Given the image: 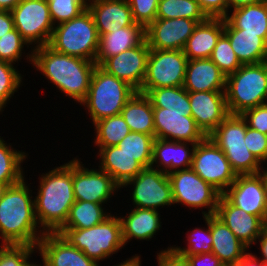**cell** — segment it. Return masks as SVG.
<instances>
[{"label": "cell", "mask_w": 267, "mask_h": 266, "mask_svg": "<svg viewBox=\"0 0 267 266\" xmlns=\"http://www.w3.org/2000/svg\"><path fill=\"white\" fill-rule=\"evenodd\" d=\"M155 138L197 144L206 135L196 125L191 112L165 111L153 107Z\"/></svg>", "instance_id": "2e32d148"}, {"label": "cell", "mask_w": 267, "mask_h": 266, "mask_svg": "<svg viewBox=\"0 0 267 266\" xmlns=\"http://www.w3.org/2000/svg\"><path fill=\"white\" fill-rule=\"evenodd\" d=\"M262 105H264V106H266V107H267V91H266V93H265V96H264V99H263Z\"/></svg>", "instance_id": "94428289"}, {"label": "cell", "mask_w": 267, "mask_h": 266, "mask_svg": "<svg viewBox=\"0 0 267 266\" xmlns=\"http://www.w3.org/2000/svg\"><path fill=\"white\" fill-rule=\"evenodd\" d=\"M104 209L103 204L76 200L61 228L87 229L100 224L111 215Z\"/></svg>", "instance_id": "836d02e7"}, {"label": "cell", "mask_w": 267, "mask_h": 266, "mask_svg": "<svg viewBox=\"0 0 267 266\" xmlns=\"http://www.w3.org/2000/svg\"><path fill=\"white\" fill-rule=\"evenodd\" d=\"M24 46L29 48V44L22 38L17 29H13L0 38V60L16 64L21 61Z\"/></svg>", "instance_id": "7bdbcfd3"}, {"label": "cell", "mask_w": 267, "mask_h": 266, "mask_svg": "<svg viewBox=\"0 0 267 266\" xmlns=\"http://www.w3.org/2000/svg\"><path fill=\"white\" fill-rule=\"evenodd\" d=\"M182 256L186 257L192 266H225L212 252Z\"/></svg>", "instance_id": "f907efd6"}, {"label": "cell", "mask_w": 267, "mask_h": 266, "mask_svg": "<svg viewBox=\"0 0 267 266\" xmlns=\"http://www.w3.org/2000/svg\"><path fill=\"white\" fill-rule=\"evenodd\" d=\"M15 28L11 11L0 10V38Z\"/></svg>", "instance_id": "816d5d0a"}, {"label": "cell", "mask_w": 267, "mask_h": 266, "mask_svg": "<svg viewBox=\"0 0 267 266\" xmlns=\"http://www.w3.org/2000/svg\"><path fill=\"white\" fill-rule=\"evenodd\" d=\"M145 95L152 107L165 108V111L191 112L189 92L183 86L150 89Z\"/></svg>", "instance_id": "e575fe53"}, {"label": "cell", "mask_w": 267, "mask_h": 266, "mask_svg": "<svg viewBox=\"0 0 267 266\" xmlns=\"http://www.w3.org/2000/svg\"><path fill=\"white\" fill-rule=\"evenodd\" d=\"M173 204H181L190 209L206 208L203 216L215 215L221 193L205 182L192 168L177 170L168 174Z\"/></svg>", "instance_id": "30bf717a"}, {"label": "cell", "mask_w": 267, "mask_h": 266, "mask_svg": "<svg viewBox=\"0 0 267 266\" xmlns=\"http://www.w3.org/2000/svg\"><path fill=\"white\" fill-rule=\"evenodd\" d=\"M183 87L188 92L225 91L226 76L210 58L188 60Z\"/></svg>", "instance_id": "cb8c5ba5"}, {"label": "cell", "mask_w": 267, "mask_h": 266, "mask_svg": "<svg viewBox=\"0 0 267 266\" xmlns=\"http://www.w3.org/2000/svg\"><path fill=\"white\" fill-rule=\"evenodd\" d=\"M231 204L246 213L260 217L267 214V193L260 174L237 175L235 181L222 194Z\"/></svg>", "instance_id": "9a60e30c"}, {"label": "cell", "mask_w": 267, "mask_h": 266, "mask_svg": "<svg viewBox=\"0 0 267 266\" xmlns=\"http://www.w3.org/2000/svg\"><path fill=\"white\" fill-rule=\"evenodd\" d=\"M206 223V228H195L191 233H187L188 242L185 247L171 246L180 255H196L212 252L213 238L210 229V216H202Z\"/></svg>", "instance_id": "f35d334b"}, {"label": "cell", "mask_w": 267, "mask_h": 266, "mask_svg": "<svg viewBox=\"0 0 267 266\" xmlns=\"http://www.w3.org/2000/svg\"><path fill=\"white\" fill-rule=\"evenodd\" d=\"M6 189V186L0 183V197L2 196V193Z\"/></svg>", "instance_id": "91938a15"}, {"label": "cell", "mask_w": 267, "mask_h": 266, "mask_svg": "<svg viewBox=\"0 0 267 266\" xmlns=\"http://www.w3.org/2000/svg\"><path fill=\"white\" fill-rule=\"evenodd\" d=\"M60 234L71 246L81 250L98 264L124 249L119 216L110 215L103 222L87 229L60 228Z\"/></svg>", "instance_id": "5b68a950"}, {"label": "cell", "mask_w": 267, "mask_h": 266, "mask_svg": "<svg viewBox=\"0 0 267 266\" xmlns=\"http://www.w3.org/2000/svg\"><path fill=\"white\" fill-rule=\"evenodd\" d=\"M224 34L242 65L267 61V42L260 34L242 33V29L232 28L225 20Z\"/></svg>", "instance_id": "f546056e"}, {"label": "cell", "mask_w": 267, "mask_h": 266, "mask_svg": "<svg viewBox=\"0 0 267 266\" xmlns=\"http://www.w3.org/2000/svg\"><path fill=\"white\" fill-rule=\"evenodd\" d=\"M209 18H224L228 14V0H197Z\"/></svg>", "instance_id": "681fc988"}, {"label": "cell", "mask_w": 267, "mask_h": 266, "mask_svg": "<svg viewBox=\"0 0 267 266\" xmlns=\"http://www.w3.org/2000/svg\"><path fill=\"white\" fill-rule=\"evenodd\" d=\"M140 256L141 255L135 254V256L133 255L132 257L126 259L123 263L121 262L120 264L113 266H141Z\"/></svg>", "instance_id": "9f6ffc18"}, {"label": "cell", "mask_w": 267, "mask_h": 266, "mask_svg": "<svg viewBox=\"0 0 267 266\" xmlns=\"http://www.w3.org/2000/svg\"><path fill=\"white\" fill-rule=\"evenodd\" d=\"M224 33V18H208L198 23L188 38L183 53L188 60L210 58L218 39Z\"/></svg>", "instance_id": "484cf974"}, {"label": "cell", "mask_w": 267, "mask_h": 266, "mask_svg": "<svg viewBox=\"0 0 267 266\" xmlns=\"http://www.w3.org/2000/svg\"><path fill=\"white\" fill-rule=\"evenodd\" d=\"M264 231L267 232V214L264 220Z\"/></svg>", "instance_id": "be15d7a7"}, {"label": "cell", "mask_w": 267, "mask_h": 266, "mask_svg": "<svg viewBox=\"0 0 267 266\" xmlns=\"http://www.w3.org/2000/svg\"><path fill=\"white\" fill-rule=\"evenodd\" d=\"M210 59L226 77L242 66L230 45L229 38L224 33L218 39Z\"/></svg>", "instance_id": "60d3db41"}, {"label": "cell", "mask_w": 267, "mask_h": 266, "mask_svg": "<svg viewBox=\"0 0 267 266\" xmlns=\"http://www.w3.org/2000/svg\"><path fill=\"white\" fill-rule=\"evenodd\" d=\"M263 168L264 167L262 165V168L259 170V174L263 179V182H264V185H265V190H266V193H267V168L265 170Z\"/></svg>", "instance_id": "680465c9"}, {"label": "cell", "mask_w": 267, "mask_h": 266, "mask_svg": "<svg viewBox=\"0 0 267 266\" xmlns=\"http://www.w3.org/2000/svg\"><path fill=\"white\" fill-rule=\"evenodd\" d=\"M158 266H192L190 261L178 254L171 246L157 253Z\"/></svg>", "instance_id": "c3c4849f"}, {"label": "cell", "mask_w": 267, "mask_h": 266, "mask_svg": "<svg viewBox=\"0 0 267 266\" xmlns=\"http://www.w3.org/2000/svg\"><path fill=\"white\" fill-rule=\"evenodd\" d=\"M241 116L247 126L267 135V107L259 105L245 110Z\"/></svg>", "instance_id": "7dc6e473"}, {"label": "cell", "mask_w": 267, "mask_h": 266, "mask_svg": "<svg viewBox=\"0 0 267 266\" xmlns=\"http://www.w3.org/2000/svg\"><path fill=\"white\" fill-rule=\"evenodd\" d=\"M267 91V61L242 65L226 77V105L229 114L262 105Z\"/></svg>", "instance_id": "52a82bcc"}, {"label": "cell", "mask_w": 267, "mask_h": 266, "mask_svg": "<svg viewBox=\"0 0 267 266\" xmlns=\"http://www.w3.org/2000/svg\"><path fill=\"white\" fill-rule=\"evenodd\" d=\"M261 1L262 0H228V13L231 12V10L247 5L257 4Z\"/></svg>", "instance_id": "11a10c76"}, {"label": "cell", "mask_w": 267, "mask_h": 266, "mask_svg": "<svg viewBox=\"0 0 267 266\" xmlns=\"http://www.w3.org/2000/svg\"><path fill=\"white\" fill-rule=\"evenodd\" d=\"M126 213V217H119L122 226L124 244L132 240H152L156 232L161 229L160 213L154 209L136 208Z\"/></svg>", "instance_id": "f1b7e54d"}, {"label": "cell", "mask_w": 267, "mask_h": 266, "mask_svg": "<svg viewBox=\"0 0 267 266\" xmlns=\"http://www.w3.org/2000/svg\"><path fill=\"white\" fill-rule=\"evenodd\" d=\"M195 146L190 142L155 138L150 167L166 174L191 168Z\"/></svg>", "instance_id": "7402d4cb"}, {"label": "cell", "mask_w": 267, "mask_h": 266, "mask_svg": "<svg viewBox=\"0 0 267 266\" xmlns=\"http://www.w3.org/2000/svg\"><path fill=\"white\" fill-rule=\"evenodd\" d=\"M77 158L72 159V182L75 200L106 204L121 187L99 168H87Z\"/></svg>", "instance_id": "5bb4252c"}, {"label": "cell", "mask_w": 267, "mask_h": 266, "mask_svg": "<svg viewBox=\"0 0 267 266\" xmlns=\"http://www.w3.org/2000/svg\"><path fill=\"white\" fill-rule=\"evenodd\" d=\"M136 93V90L96 65L85 100L81 103L88 110L92 124L110 116L119 115Z\"/></svg>", "instance_id": "277c9868"}, {"label": "cell", "mask_w": 267, "mask_h": 266, "mask_svg": "<svg viewBox=\"0 0 267 266\" xmlns=\"http://www.w3.org/2000/svg\"><path fill=\"white\" fill-rule=\"evenodd\" d=\"M34 198L35 216L45 233H56L66 222L75 203L72 182V160L39 177Z\"/></svg>", "instance_id": "3957f363"}, {"label": "cell", "mask_w": 267, "mask_h": 266, "mask_svg": "<svg viewBox=\"0 0 267 266\" xmlns=\"http://www.w3.org/2000/svg\"><path fill=\"white\" fill-rule=\"evenodd\" d=\"M259 240V241H258ZM257 241L259 242V251L262 256L259 257L263 263L264 266H267V232L263 231L262 234L257 238Z\"/></svg>", "instance_id": "db71d44e"}, {"label": "cell", "mask_w": 267, "mask_h": 266, "mask_svg": "<svg viewBox=\"0 0 267 266\" xmlns=\"http://www.w3.org/2000/svg\"><path fill=\"white\" fill-rule=\"evenodd\" d=\"M233 266H264V263L255 254L247 252L243 258Z\"/></svg>", "instance_id": "f5cc1de1"}, {"label": "cell", "mask_w": 267, "mask_h": 266, "mask_svg": "<svg viewBox=\"0 0 267 266\" xmlns=\"http://www.w3.org/2000/svg\"><path fill=\"white\" fill-rule=\"evenodd\" d=\"M224 20L242 33L260 34L267 42V0L234 9Z\"/></svg>", "instance_id": "4dcf8cb0"}, {"label": "cell", "mask_w": 267, "mask_h": 266, "mask_svg": "<svg viewBox=\"0 0 267 266\" xmlns=\"http://www.w3.org/2000/svg\"><path fill=\"white\" fill-rule=\"evenodd\" d=\"M97 155L100 160L99 169L111 176L120 187L144 169L133 156L122 152L117 145L103 147Z\"/></svg>", "instance_id": "83f0119b"}, {"label": "cell", "mask_w": 267, "mask_h": 266, "mask_svg": "<svg viewBox=\"0 0 267 266\" xmlns=\"http://www.w3.org/2000/svg\"><path fill=\"white\" fill-rule=\"evenodd\" d=\"M247 123L240 114H229L209 135L224 152L237 175L258 174L262 163L245 145Z\"/></svg>", "instance_id": "ba28073f"}, {"label": "cell", "mask_w": 267, "mask_h": 266, "mask_svg": "<svg viewBox=\"0 0 267 266\" xmlns=\"http://www.w3.org/2000/svg\"><path fill=\"white\" fill-rule=\"evenodd\" d=\"M37 249L46 266H100L58 233H45Z\"/></svg>", "instance_id": "44dd1931"}, {"label": "cell", "mask_w": 267, "mask_h": 266, "mask_svg": "<svg viewBox=\"0 0 267 266\" xmlns=\"http://www.w3.org/2000/svg\"><path fill=\"white\" fill-rule=\"evenodd\" d=\"M37 262H33L29 266H46L45 263L43 262L42 264H36Z\"/></svg>", "instance_id": "6125c7cd"}, {"label": "cell", "mask_w": 267, "mask_h": 266, "mask_svg": "<svg viewBox=\"0 0 267 266\" xmlns=\"http://www.w3.org/2000/svg\"><path fill=\"white\" fill-rule=\"evenodd\" d=\"M29 186L24 178L21 182L6 187L0 197L1 245L37 247L45 234L37 222L34 197Z\"/></svg>", "instance_id": "6da1fadb"}, {"label": "cell", "mask_w": 267, "mask_h": 266, "mask_svg": "<svg viewBox=\"0 0 267 266\" xmlns=\"http://www.w3.org/2000/svg\"><path fill=\"white\" fill-rule=\"evenodd\" d=\"M25 151H17L0 136V183L6 187L15 185L25 178L21 164L27 158Z\"/></svg>", "instance_id": "d6a6232c"}, {"label": "cell", "mask_w": 267, "mask_h": 266, "mask_svg": "<svg viewBox=\"0 0 267 266\" xmlns=\"http://www.w3.org/2000/svg\"><path fill=\"white\" fill-rule=\"evenodd\" d=\"M87 8L94 18L99 36L135 23L127 0H88Z\"/></svg>", "instance_id": "603a6c76"}, {"label": "cell", "mask_w": 267, "mask_h": 266, "mask_svg": "<svg viewBox=\"0 0 267 266\" xmlns=\"http://www.w3.org/2000/svg\"><path fill=\"white\" fill-rule=\"evenodd\" d=\"M88 0H47L54 26L67 22L87 9Z\"/></svg>", "instance_id": "b9f144b4"}, {"label": "cell", "mask_w": 267, "mask_h": 266, "mask_svg": "<svg viewBox=\"0 0 267 266\" xmlns=\"http://www.w3.org/2000/svg\"><path fill=\"white\" fill-rule=\"evenodd\" d=\"M37 247L28 245H1L0 266H29L30 257L37 253Z\"/></svg>", "instance_id": "ee69618b"}, {"label": "cell", "mask_w": 267, "mask_h": 266, "mask_svg": "<svg viewBox=\"0 0 267 266\" xmlns=\"http://www.w3.org/2000/svg\"><path fill=\"white\" fill-rule=\"evenodd\" d=\"M212 253L225 265H236L250 250L216 215H210Z\"/></svg>", "instance_id": "d4e9b609"}, {"label": "cell", "mask_w": 267, "mask_h": 266, "mask_svg": "<svg viewBox=\"0 0 267 266\" xmlns=\"http://www.w3.org/2000/svg\"><path fill=\"white\" fill-rule=\"evenodd\" d=\"M160 0H127L135 23L145 29L156 19Z\"/></svg>", "instance_id": "f6af8a7d"}, {"label": "cell", "mask_w": 267, "mask_h": 266, "mask_svg": "<svg viewBox=\"0 0 267 266\" xmlns=\"http://www.w3.org/2000/svg\"><path fill=\"white\" fill-rule=\"evenodd\" d=\"M149 53L150 48L145 39L139 46L109 57L101 67L139 91L146 74Z\"/></svg>", "instance_id": "ac0fdd59"}, {"label": "cell", "mask_w": 267, "mask_h": 266, "mask_svg": "<svg viewBox=\"0 0 267 266\" xmlns=\"http://www.w3.org/2000/svg\"><path fill=\"white\" fill-rule=\"evenodd\" d=\"M120 114L129 126L130 131L155 137L153 107L145 94L136 91Z\"/></svg>", "instance_id": "1f68e13d"}, {"label": "cell", "mask_w": 267, "mask_h": 266, "mask_svg": "<svg viewBox=\"0 0 267 266\" xmlns=\"http://www.w3.org/2000/svg\"><path fill=\"white\" fill-rule=\"evenodd\" d=\"M198 22L188 18H156L146 29L150 49L183 50Z\"/></svg>", "instance_id": "e0dca14e"}, {"label": "cell", "mask_w": 267, "mask_h": 266, "mask_svg": "<svg viewBox=\"0 0 267 266\" xmlns=\"http://www.w3.org/2000/svg\"><path fill=\"white\" fill-rule=\"evenodd\" d=\"M32 66L77 103L88 93L96 62L59 53L49 45L32 49Z\"/></svg>", "instance_id": "7a4b0ae2"}, {"label": "cell", "mask_w": 267, "mask_h": 266, "mask_svg": "<svg viewBox=\"0 0 267 266\" xmlns=\"http://www.w3.org/2000/svg\"><path fill=\"white\" fill-rule=\"evenodd\" d=\"M145 28L137 23L99 36V47L95 62L102 65L109 57L139 46L145 40Z\"/></svg>", "instance_id": "4316f807"}, {"label": "cell", "mask_w": 267, "mask_h": 266, "mask_svg": "<svg viewBox=\"0 0 267 266\" xmlns=\"http://www.w3.org/2000/svg\"><path fill=\"white\" fill-rule=\"evenodd\" d=\"M191 168L221 194L237 177L224 152L208 136L196 144Z\"/></svg>", "instance_id": "7c38bea8"}, {"label": "cell", "mask_w": 267, "mask_h": 266, "mask_svg": "<svg viewBox=\"0 0 267 266\" xmlns=\"http://www.w3.org/2000/svg\"><path fill=\"white\" fill-rule=\"evenodd\" d=\"M48 45L59 53L95 62L99 35L88 8L79 16L55 25Z\"/></svg>", "instance_id": "8992f818"}, {"label": "cell", "mask_w": 267, "mask_h": 266, "mask_svg": "<svg viewBox=\"0 0 267 266\" xmlns=\"http://www.w3.org/2000/svg\"><path fill=\"white\" fill-rule=\"evenodd\" d=\"M11 13L15 29L29 45H32L30 53H26L25 56L32 64V49L48 45L53 34L54 24L48 2L47 0H21Z\"/></svg>", "instance_id": "9c48e42d"}, {"label": "cell", "mask_w": 267, "mask_h": 266, "mask_svg": "<svg viewBox=\"0 0 267 266\" xmlns=\"http://www.w3.org/2000/svg\"><path fill=\"white\" fill-rule=\"evenodd\" d=\"M187 62L183 50L150 49L146 74L138 92L145 94L150 89L183 86Z\"/></svg>", "instance_id": "8fae6325"}, {"label": "cell", "mask_w": 267, "mask_h": 266, "mask_svg": "<svg viewBox=\"0 0 267 266\" xmlns=\"http://www.w3.org/2000/svg\"><path fill=\"white\" fill-rule=\"evenodd\" d=\"M215 215L248 248H251L252 244H257V238L264 231V221L260 217L248 214L231 204L222 194Z\"/></svg>", "instance_id": "ffe728a7"}, {"label": "cell", "mask_w": 267, "mask_h": 266, "mask_svg": "<svg viewBox=\"0 0 267 266\" xmlns=\"http://www.w3.org/2000/svg\"><path fill=\"white\" fill-rule=\"evenodd\" d=\"M22 74L13 64L0 60V114L10 99L18 92L22 83ZM8 102V103H7ZM7 104V105H6Z\"/></svg>", "instance_id": "ab89813d"}, {"label": "cell", "mask_w": 267, "mask_h": 266, "mask_svg": "<svg viewBox=\"0 0 267 266\" xmlns=\"http://www.w3.org/2000/svg\"><path fill=\"white\" fill-rule=\"evenodd\" d=\"M155 137L145 133L131 131L117 146L122 152L135 158L144 168L151 166Z\"/></svg>", "instance_id": "74e56055"}, {"label": "cell", "mask_w": 267, "mask_h": 266, "mask_svg": "<svg viewBox=\"0 0 267 266\" xmlns=\"http://www.w3.org/2000/svg\"><path fill=\"white\" fill-rule=\"evenodd\" d=\"M191 116L208 136L228 115L225 91L189 92Z\"/></svg>", "instance_id": "d6986e66"}, {"label": "cell", "mask_w": 267, "mask_h": 266, "mask_svg": "<svg viewBox=\"0 0 267 266\" xmlns=\"http://www.w3.org/2000/svg\"><path fill=\"white\" fill-rule=\"evenodd\" d=\"M21 0H0L1 11H12Z\"/></svg>", "instance_id": "6f0895ef"}, {"label": "cell", "mask_w": 267, "mask_h": 266, "mask_svg": "<svg viewBox=\"0 0 267 266\" xmlns=\"http://www.w3.org/2000/svg\"><path fill=\"white\" fill-rule=\"evenodd\" d=\"M93 125L95 128L94 136H96L94 144L99 149L116 146L131 132L121 114L101 119Z\"/></svg>", "instance_id": "d590c367"}, {"label": "cell", "mask_w": 267, "mask_h": 266, "mask_svg": "<svg viewBox=\"0 0 267 266\" xmlns=\"http://www.w3.org/2000/svg\"><path fill=\"white\" fill-rule=\"evenodd\" d=\"M132 187V203L136 208L159 210L172 206L173 194L168 174L152 167L144 168L121 188Z\"/></svg>", "instance_id": "4fadbf2b"}, {"label": "cell", "mask_w": 267, "mask_h": 266, "mask_svg": "<svg viewBox=\"0 0 267 266\" xmlns=\"http://www.w3.org/2000/svg\"><path fill=\"white\" fill-rule=\"evenodd\" d=\"M156 18H188L202 23L209 17L201 9L197 0H160Z\"/></svg>", "instance_id": "8d00e7d4"}, {"label": "cell", "mask_w": 267, "mask_h": 266, "mask_svg": "<svg viewBox=\"0 0 267 266\" xmlns=\"http://www.w3.org/2000/svg\"><path fill=\"white\" fill-rule=\"evenodd\" d=\"M245 145L263 164L267 161V135L247 126Z\"/></svg>", "instance_id": "bcb514c9"}]
</instances>
